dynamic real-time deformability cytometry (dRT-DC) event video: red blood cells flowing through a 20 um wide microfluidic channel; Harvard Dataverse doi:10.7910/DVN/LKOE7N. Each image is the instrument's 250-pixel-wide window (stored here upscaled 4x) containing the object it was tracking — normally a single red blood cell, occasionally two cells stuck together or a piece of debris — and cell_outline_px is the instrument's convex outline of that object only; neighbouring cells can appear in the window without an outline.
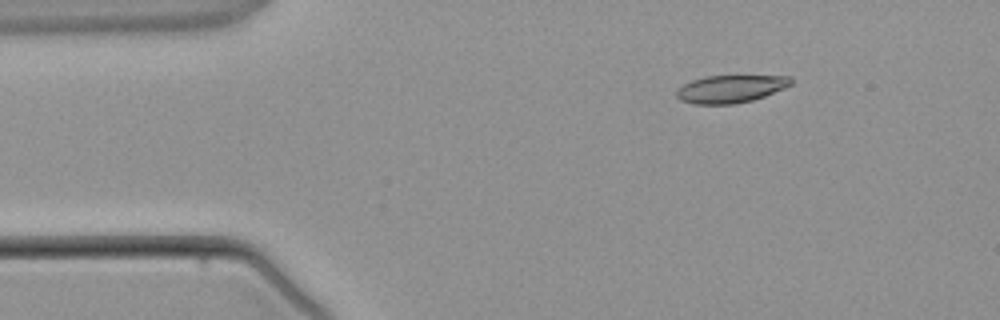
{"species": "common noctule bat (a hibernating species)", "species_latin": "Nyctalus noctula", "temperature_condition": "warm", "stored_images_in_passage": 3, "camera_frame_rate_fps": 3000, "um_per_image_px": 0.085, "animal": {"sex": "male", "body_mass_g": 21.5, "forearm_length_mm": 52.0}, "frame": {"image": 1, "passage_image": 1, "time_ms": 0.0, "image_size_px": [1000, 320], "cell_outline_px": [[792, 84], [784, 88], [764, 96], [752, 100], [736, 104], [696, 104], [680, 100], [676, 96], [676, 88], [692, 80], [704, 76], [792, 76]], "centroid_in_image_um": [62.08, 7.55], "position_along_channel_um": 22.9, "area_um2": 18.44}}